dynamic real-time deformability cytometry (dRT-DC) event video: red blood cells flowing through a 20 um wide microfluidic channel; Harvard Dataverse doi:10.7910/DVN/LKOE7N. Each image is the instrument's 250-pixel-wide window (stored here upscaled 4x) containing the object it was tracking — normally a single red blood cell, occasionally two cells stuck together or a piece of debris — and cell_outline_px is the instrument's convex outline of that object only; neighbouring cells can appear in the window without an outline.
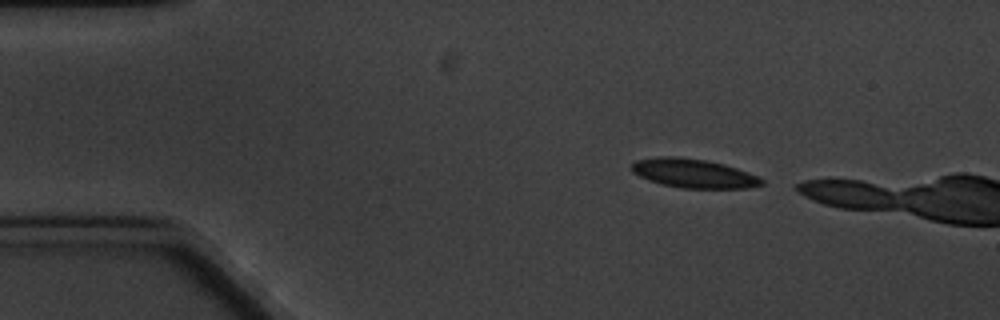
{"species": "common noctule bat (a hibernating species)", "species_latin": "Nyctalus noctula", "temperature_condition": "cold", "stored_images_in_passage": 2, "camera_frame_rate_fps": 3000, "um_per_image_px": 0.085, "animal": {"sex": "male", "body_mass_g": 20.1, "forearm_length_mm": 53.5}, "frame": {"image": 1, "passage_image": 1, "time_ms": 0.0, "image_size_px": [1000, 320], "cell_outline_px": [[764, 184], [748, 188], [684, 188], [664, 184], [648, 180], [632, 172], [628, 168], [636, 160], [656, 156], [672, 156], [704, 160], [724, 164], [748, 172], [764, 180]], "centroid_in_image_um": [58.92, 14.73], "position_along_channel_um": 26.1, "area_um2": 21.85}}